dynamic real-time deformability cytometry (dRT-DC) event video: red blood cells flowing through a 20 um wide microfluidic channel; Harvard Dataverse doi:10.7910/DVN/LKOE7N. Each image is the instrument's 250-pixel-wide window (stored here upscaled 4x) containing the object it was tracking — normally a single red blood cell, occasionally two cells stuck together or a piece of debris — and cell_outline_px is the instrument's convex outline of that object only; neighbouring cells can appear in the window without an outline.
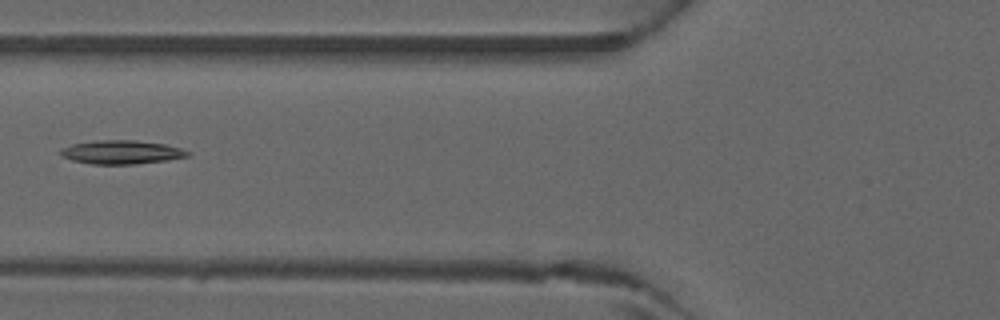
{"species": "common noctule bat (a hibernating species)", "species_latin": "Nyctalus noctula", "temperature_condition": "warm", "stored_images_in_passage": 29, "camera_frame_rate_fps": 3000, "um_per_image_px": 0.085, "animal": {"sex": "male", "forearm_length_mm": 52.5}, "frame": {"image": 1, "passage_image": 5, "time_ms": 1.333, "image_size_px": [1000, 320], "cell_outline_px": [[192, 152], [188, 156], [168, 160], [136, 164], [92, 164], [72, 160], [64, 156], [60, 152], [60, 148], [72, 144], [96, 140], [136, 140], [164, 144], [180, 148]], "centroid_in_image_um": [10.34, 12.93], "position_along_channel_um": 115.5, "area_um2": 17.51}}